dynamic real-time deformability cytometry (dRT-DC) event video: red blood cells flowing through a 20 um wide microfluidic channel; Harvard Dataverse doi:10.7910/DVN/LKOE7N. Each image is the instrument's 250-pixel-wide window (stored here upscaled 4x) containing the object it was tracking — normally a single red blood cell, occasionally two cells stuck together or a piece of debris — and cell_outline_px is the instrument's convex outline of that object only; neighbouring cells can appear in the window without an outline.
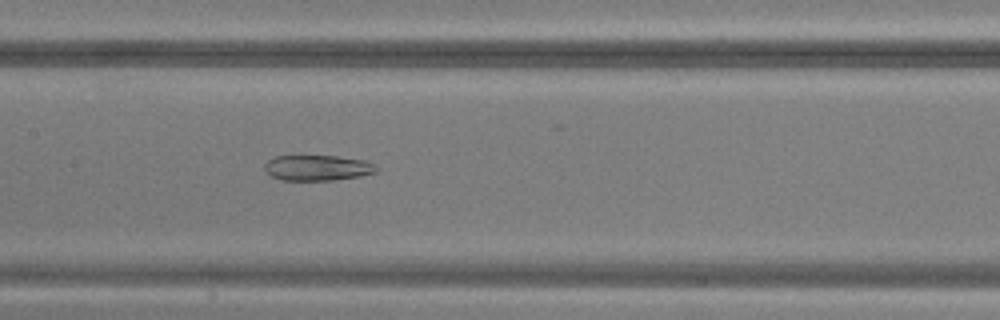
{"species": "common noctule bat (a hibernating species)", "species_latin": "Nyctalus noctula", "temperature_condition": "warm", "stored_images_in_passage": 33, "camera_frame_rate_fps": 3000, "um_per_image_px": 0.085, "animal": {"sex": "male", "body_mass_g": 20.5, "forearm_length_mm": 52.5}, "frame": {"image": 1, "passage_image": 9, "time_ms": 2.667, "image_size_px": [1000, 320], "cell_outline_px": [[380, 168], [376, 172], [360, 176], [332, 180], [284, 180], [272, 176], [264, 168], [264, 164], [268, 160], [276, 156], [336, 156], [364, 160]], "centroid_in_image_um": [27.0, 14.26], "position_along_channel_um": 180.4, "area_um2": 16.47}}
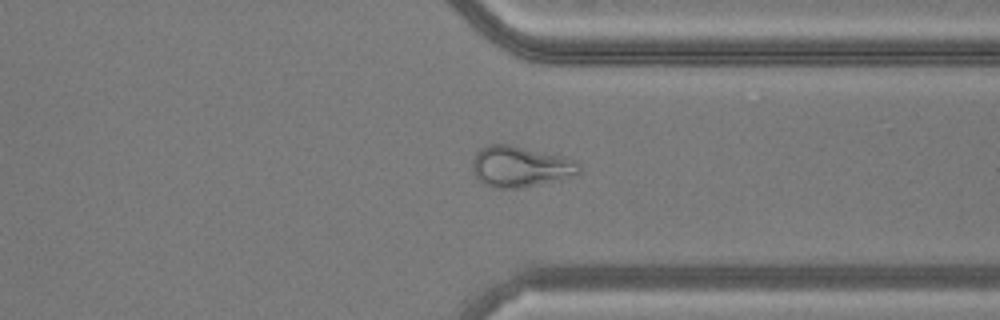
{"frame": {"image": 2, "passage_image": 22, "time_ms": 7.0, "image_size_px": [1000, 320], "cell_outline_px": [[580, 172], [576, 176], [560, 180], [524, 188], [496, 188], [484, 184], [476, 176], [472, 168], [472, 160], [476, 152], [480, 148], [492, 144], [508, 144], [564, 156], [576, 160], [580, 164]], "centroid_in_image_um": [44.27, 14.17], "position_along_channel_um": 367.1, "area_um2": 25.78}}
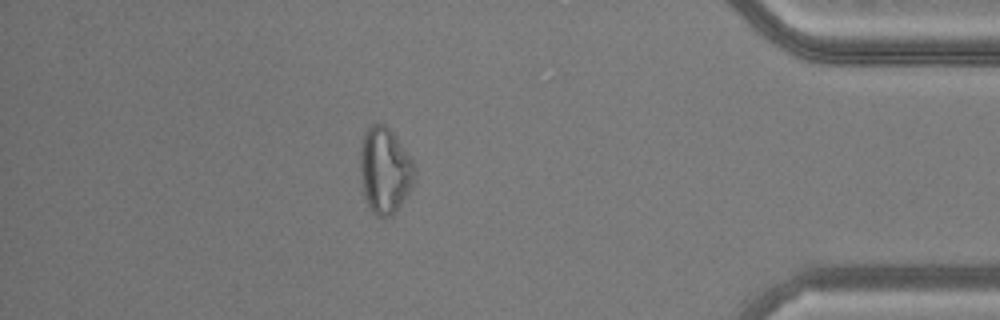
{"frame": {"image": 3, "passage_image": 27, "time_ms": 8.667, "image_size_px": [1000, 320], "cell_outline_px": [[416, 172], [412, 188], [396, 212], [392, 216], [376, 216], [368, 208], [364, 196], [360, 168], [360, 148], [364, 132], [372, 124], [384, 124], [396, 136], [412, 160], [416, 168]], "centroid_in_image_um": [32.72, 14.51], "position_along_channel_um": 402.5, "area_um2": 27.51}}